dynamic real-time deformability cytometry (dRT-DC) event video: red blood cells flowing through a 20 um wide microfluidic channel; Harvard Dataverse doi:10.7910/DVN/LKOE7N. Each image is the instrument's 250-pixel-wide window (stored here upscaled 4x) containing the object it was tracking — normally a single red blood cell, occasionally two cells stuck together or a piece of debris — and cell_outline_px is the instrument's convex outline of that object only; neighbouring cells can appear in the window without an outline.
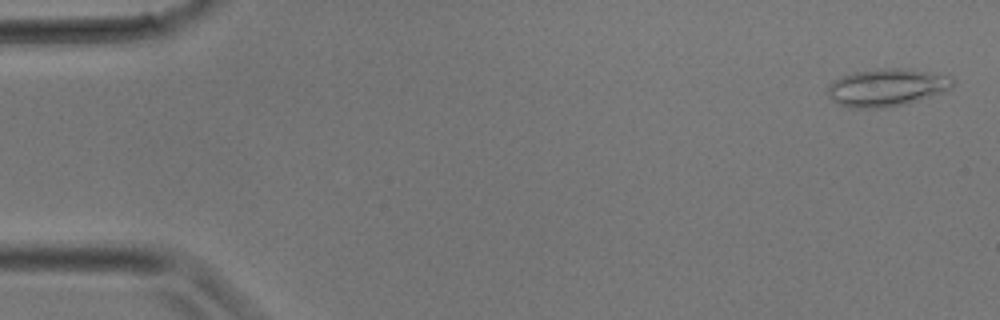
{"species": "common noctule bat (a hibernating species)", "species_latin": "Nyctalus noctula", "temperature_condition": "room temperature", "stored_images_in_passage": 6, "camera_frame_rate_fps": 3000, "um_per_image_px": 0.085, "animal": {"sex": "male", "body_mass_g": 17.9}, "frame": {"image": 1, "passage_image": 1, "time_ms": 0.0, "image_size_px": [1000, 320], "cell_outline_px": [[956, 84], [952, 88], [904, 104], [888, 108], [852, 108], [836, 104], [828, 96], [828, 84], [832, 80], [856, 72], [884, 68], [900, 68], [932, 72], [952, 76], [956, 80]], "centroid_in_image_um": [75.37, 7.44], "position_along_channel_um": 9.6, "area_um2": 27.46}}